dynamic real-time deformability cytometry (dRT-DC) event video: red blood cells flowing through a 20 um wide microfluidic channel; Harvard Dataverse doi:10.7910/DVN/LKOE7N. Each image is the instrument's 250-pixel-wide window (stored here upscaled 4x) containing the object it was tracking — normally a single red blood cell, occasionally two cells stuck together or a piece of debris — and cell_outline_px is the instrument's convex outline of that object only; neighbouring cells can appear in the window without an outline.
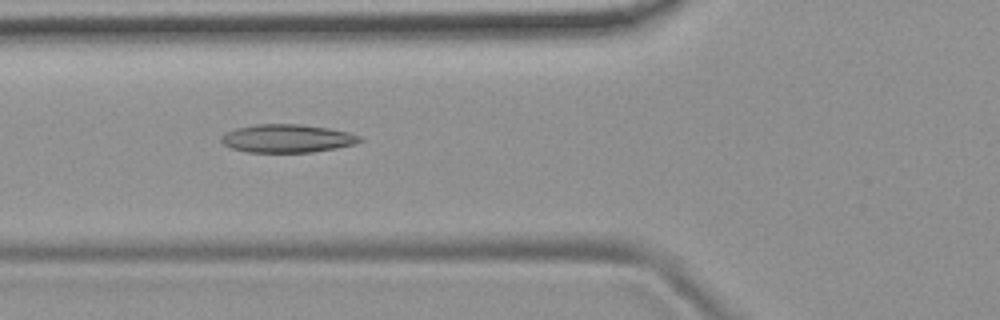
{"species": "common noctule bat (a hibernating species)", "species_latin": "Nyctalus noctula", "temperature_condition": "room temperature", "stored_images_in_passage": 35, "camera_frame_rate_fps": 3000, "um_per_image_px": 0.085, "animal": {"sex": "female", "body_mass_g": 19.9}, "frame": {"image": 1, "passage_image": 4, "time_ms": 1.0, "image_size_px": [1000, 320], "cell_outline_px": [[364, 140], [356, 144], [336, 148], [312, 152], [248, 152], [232, 148], [224, 144], [220, 140], [220, 136], [236, 128], [256, 124], [300, 124], [328, 128], [348, 132], [360, 136]], "centroid_in_image_um": [24.43, 11.77], "position_along_channel_um": 101.4, "area_um2": 22.72}}
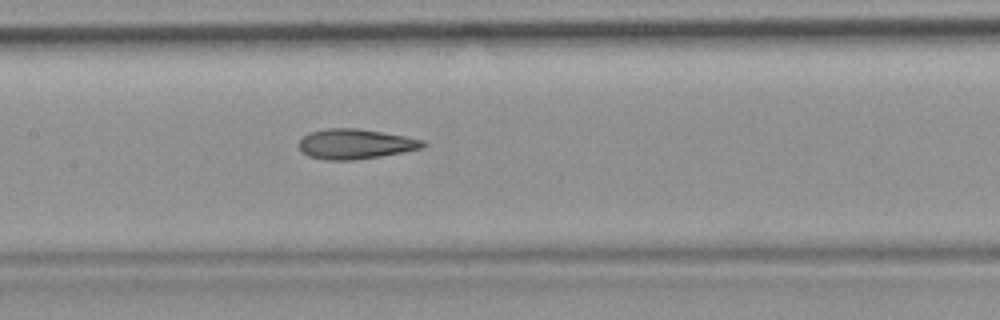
{"frame": {"image": 2, "passage_image": 10, "time_ms": 3.0, "image_size_px": [1000, 320], "cell_outline_px": [[428, 144], [424, 148], [404, 152], [380, 156], [352, 160], [328, 160], [308, 156], [296, 144], [308, 132], [328, 128], [356, 128], [404, 136], [424, 140]], "centroid_in_image_um": [30.21, 12.24], "position_along_channel_um": 177.2, "area_um2": 21.68}}
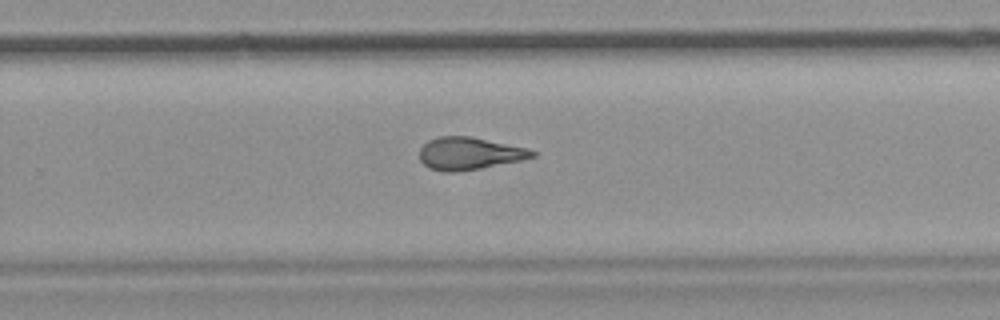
{"frame": {"image": 3, "passage_image": 19, "time_ms": 6.0, "image_size_px": [1000, 320], "cell_outline_px": [[540, 152], [536, 156], [520, 160], [480, 168], [456, 172], [444, 172], [428, 168], [420, 160], [420, 148], [428, 140], [440, 136], [472, 136], [528, 148]], "centroid_in_image_um": [39.91, 13.04], "position_along_channel_um": 289.9, "area_um2": 21.44}}